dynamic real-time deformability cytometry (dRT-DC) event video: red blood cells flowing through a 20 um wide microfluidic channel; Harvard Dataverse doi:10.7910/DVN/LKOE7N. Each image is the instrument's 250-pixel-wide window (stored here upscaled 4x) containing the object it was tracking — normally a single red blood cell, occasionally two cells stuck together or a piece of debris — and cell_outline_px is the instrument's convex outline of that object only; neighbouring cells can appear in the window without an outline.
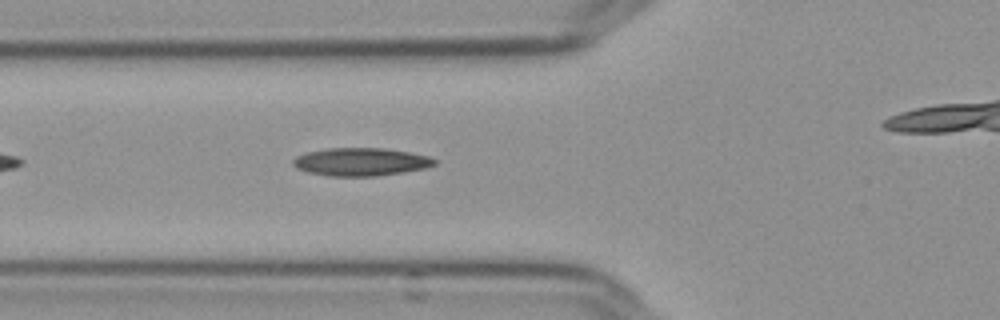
{"species": "Egyptian fruit bat (a non-hibernating species)", "species_latin": "Rousettus aegyptiacus", "temperature_condition": "cold", "stored_images_in_passage": 34, "camera_frame_rate_fps": 3000, "um_per_image_px": 0.085, "frame": {"image": 1, "passage_image": 4, "time_ms": 1.0, "image_size_px": [1000, 320], "cell_outline_px": [[436, 164], [428, 168], [404, 172], [376, 176], [328, 176], [308, 172], [296, 168], [292, 164], [292, 160], [296, 156], [308, 152], [328, 148], [384, 148], [408, 152], [428, 156], [436, 160]], "centroid_in_image_um": [30.67, 13.76], "position_along_channel_um": 95.1, "area_um2": 23.12}}
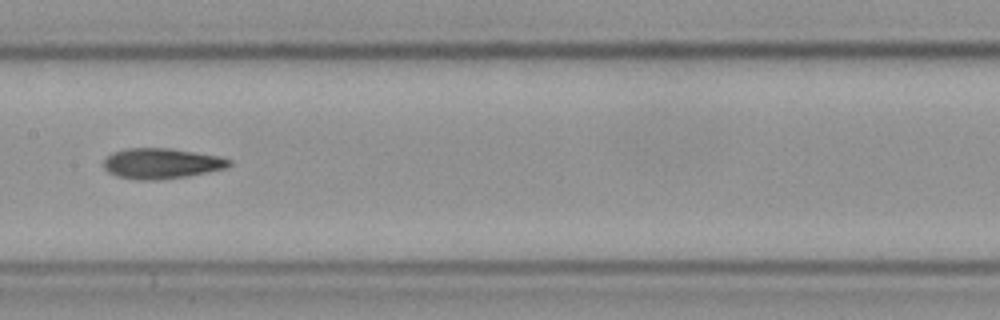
{"frame": {"image": 2, "passage_image": 12, "time_ms": 3.667, "image_size_px": [1000, 320], "cell_outline_px": [[232, 164], [228, 168], [188, 176], [156, 180], [140, 180], [116, 176], [108, 172], [104, 168], [104, 160], [112, 152], [124, 148], [172, 148], [220, 156], [232, 160]], "centroid_in_image_um": [13.75, 13.89], "position_along_channel_um": 193.6, "area_um2": 22.54}}
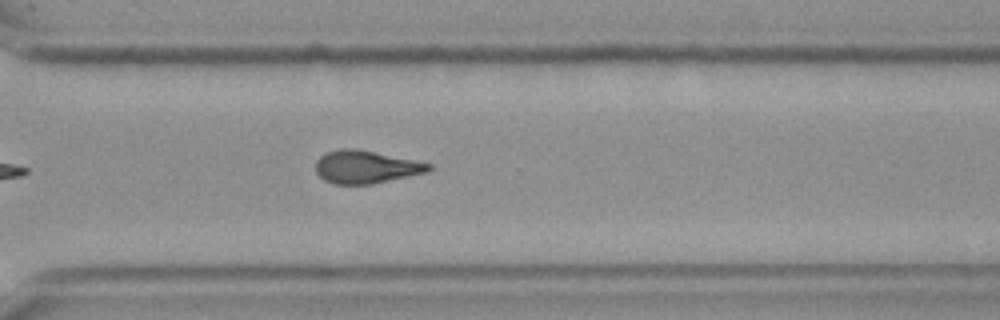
{"frame": {"image": 3, "passage_image": 24, "time_ms": 7.667, "image_size_px": [1000, 320], "cell_outline_px": [[432, 168], [428, 172], [372, 184], [332, 184], [324, 180], [316, 172], [316, 160], [320, 156], [328, 152], [344, 148], [356, 148], [432, 164]], "centroid_in_image_um": [31.09, 14.2], "position_along_channel_um": 339.5, "area_um2": 21.5}, "authors_computed_cell_mechanics": {"area_um2": 21.6461, "velocity_mm_per_s": 3.6578, "shape_relaxation_time_tau1_ms": null, "shape_relaxation_time_tau2_ms": 4.9415, "deformation_change_tau1": null, "deformation_change_tau2": 0.1269}}